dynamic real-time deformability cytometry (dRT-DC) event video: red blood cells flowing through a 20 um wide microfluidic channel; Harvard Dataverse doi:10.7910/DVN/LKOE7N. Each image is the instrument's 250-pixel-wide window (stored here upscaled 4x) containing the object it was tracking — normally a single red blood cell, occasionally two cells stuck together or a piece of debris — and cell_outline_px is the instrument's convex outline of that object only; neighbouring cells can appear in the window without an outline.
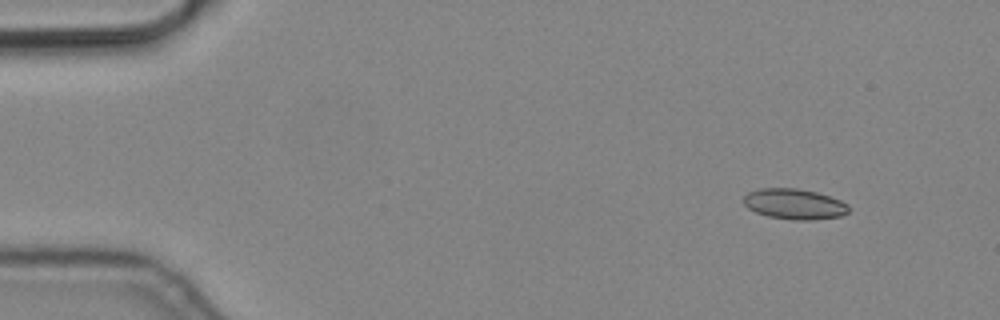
{"species": "common noctule bat (a hibernating species)", "species_latin": "Nyctalus noctula", "temperature_condition": "cold", "stored_images_in_passage": 4, "camera_frame_rate_fps": 3000, "um_per_image_px": 0.085, "animal": {"sex": "male", "body_mass_g": 19.2, "forearm_length_mm": 51.8}, "frame": {"image": 1, "passage_image": 1, "time_ms": 0.0, "image_size_px": [1000, 320], "cell_outline_px": [[848, 212], [840, 216], [812, 220], [792, 220], [768, 216], [756, 212], [748, 208], [744, 204], [744, 196], [748, 192], [760, 188], [796, 188], [816, 192], [840, 200], [848, 204]], "centroid_in_image_um": [67.51, 17.34], "position_along_channel_um": 17.5, "area_um2": 18.61}}
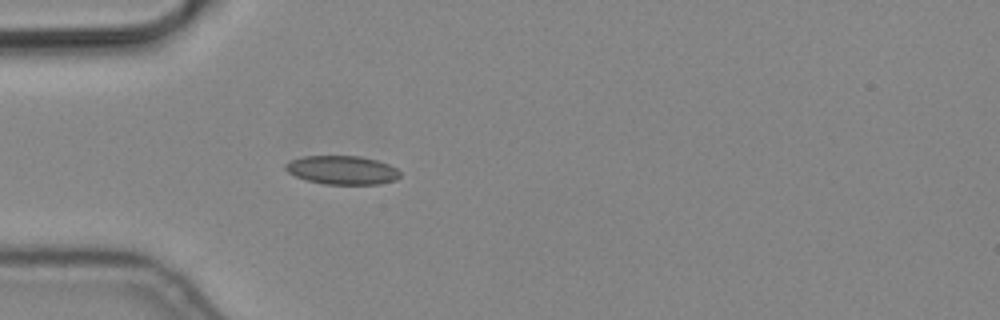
{"frame": {"image": 2, "passage_image": 4, "time_ms": 1.0, "image_size_px": [1000, 320], "cell_outline_px": [[400, 176], [396, 180], [380, 184], [324, 184], [308, 180], [296, 176], [288, 172], [284, 168], [284, 164], [288, 160], [304, 156], [360, 156], [376, 160], [388, 164], [396, 168], [400, 172]], "centroid_in_image_um": [29.07, 14.45], "position_along_channel_um": 55.9, "area_um2": 19.19}}